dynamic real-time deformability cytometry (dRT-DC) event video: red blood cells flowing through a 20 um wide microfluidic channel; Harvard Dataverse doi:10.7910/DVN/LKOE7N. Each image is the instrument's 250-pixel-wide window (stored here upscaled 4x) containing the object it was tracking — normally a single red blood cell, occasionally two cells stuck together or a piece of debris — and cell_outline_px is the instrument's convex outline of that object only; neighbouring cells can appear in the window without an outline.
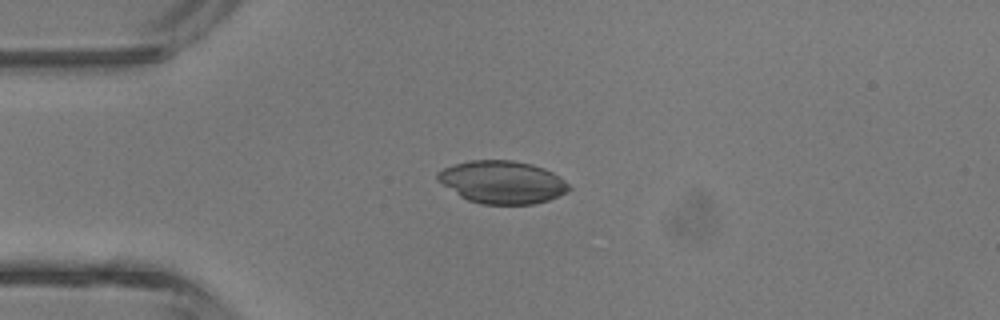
{"species": "common noctule bat (a hibernating species)", "species_latin": "Nyctalus noctula", "temperature_condition": "room temperature", "stored_images_in_passage": 1, "camera_frame_rate_fps": 3000, "um_per_image_px": 0.085, "animal": {"sex": "male", "body_mass_g": 13.3}, "frame": {"image": 1, "passage_image": 1, "time_ms": 0.0, "image_size_px": [1000, 320], "cell_outline_px": [[572, 188], [568, 192], [548, 200], [532, 204], [480, 204], [468, 200], [460, 196], [436, 180], [436, 172], [444, 168], [468, 160], [512, 160], [532, 164], [544, 168], [560, 176]], "centroid_in_image_um": [42.69, 15.48], "position_along_channel_um": 42.3, "area_um2": 32.77}}